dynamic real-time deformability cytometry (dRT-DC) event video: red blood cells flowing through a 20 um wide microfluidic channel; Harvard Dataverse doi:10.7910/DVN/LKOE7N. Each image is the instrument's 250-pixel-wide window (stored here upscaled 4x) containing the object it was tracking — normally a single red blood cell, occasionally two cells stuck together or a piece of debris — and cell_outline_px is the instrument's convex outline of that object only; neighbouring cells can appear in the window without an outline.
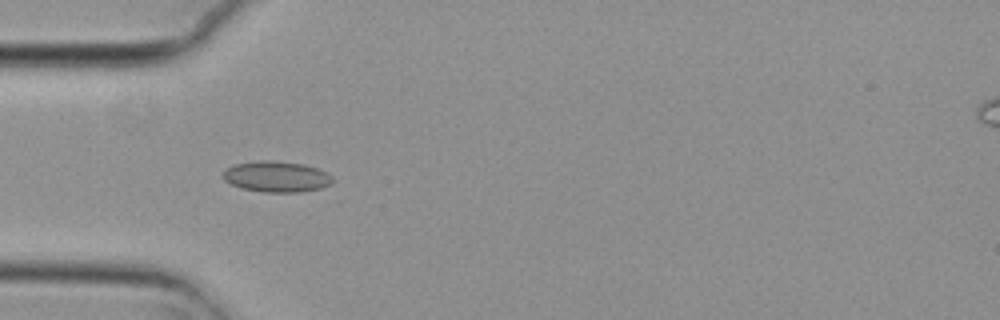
{"species": "common noctule bat (a hibernating species)", "species_latin": "Nyctalus noctula", "temperature_condition": "cold", "stored_images_in_passage": 5, "camera_frame_rate_fps": 3000, "um_per_image_px": 0.085, "animal": {"sex": "female", "body_mass_g": 29.2, "forearm_length_mm": 56.3}, "frame": {"image": 1, "passage_image": 5, "time_ms": 1.333, "image_size_px": [1000, 320], "cell_outline_px": [[336, 180], [328, 188], [300, 192], [264, 192], [240, 188], [224, 180], [224, 172], [228, 168], [236, 164], [260, 160], [272, 160], [304, 164], [316, 168], [332, 176]], "centroid_in_image_um": [23.58, 15.03], "position_along_channel_um": 61.4, "area_um2": 19.88}}